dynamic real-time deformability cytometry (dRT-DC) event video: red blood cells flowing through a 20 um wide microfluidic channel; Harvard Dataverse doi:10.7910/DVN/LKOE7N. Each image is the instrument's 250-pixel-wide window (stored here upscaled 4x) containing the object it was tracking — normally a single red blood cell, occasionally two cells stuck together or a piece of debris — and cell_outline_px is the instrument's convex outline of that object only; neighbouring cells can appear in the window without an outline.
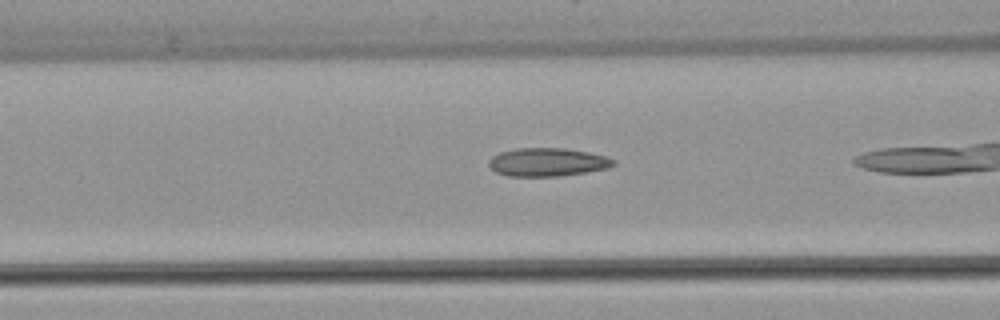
{"species": "common noctule bat (a hibernating species)", "species_latin": "Nyctalus noctula", "temperature_condition": "warm", "stored_images_in_passage": 31, "camera_frame_rate_fps": 3000, "um_per_image_px": 0.085, "animal": {"sex": "female", "body_mass_g": 22.7, "forearm_length_mm": 54.2}, "frame": {"image": 1, "passage_image": 10, "time_ms": 3.0, "image_size_px": [1000, 320], "cell_outline_px": [[616, 164], [608, 168], [560, 176], [508, 176], [496, 172], [488, 164], [488, 160], [492, 156], [500, 152], [516, 148], [564, 148], [588, 152], [608, 156], [616, 160]], "centroid_in_image_um": [46.55, 13.77], "position_along_channel_um": 120.1, "area_um2": 20.63}}
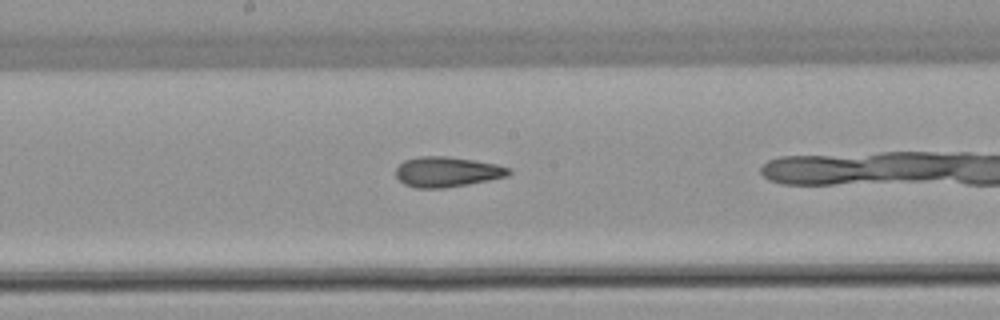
{"frame": {"image": 2, "passage_image": 17, "time_ms": 5.333, "image_size_px": [1000, 320], "cell_outline_px": [[512, 172], [508, 176], [468, 184], [444, 188], [416, 188], [404, 184], [396, 176], [396, 168], [404, 160], [420, 156], [448, 156], [496, 164], [512, 168]], "centroid_in_image_um": [38.01, 14.6], "position_along_channel_um": 210.2, "area_um2": 19.88}}
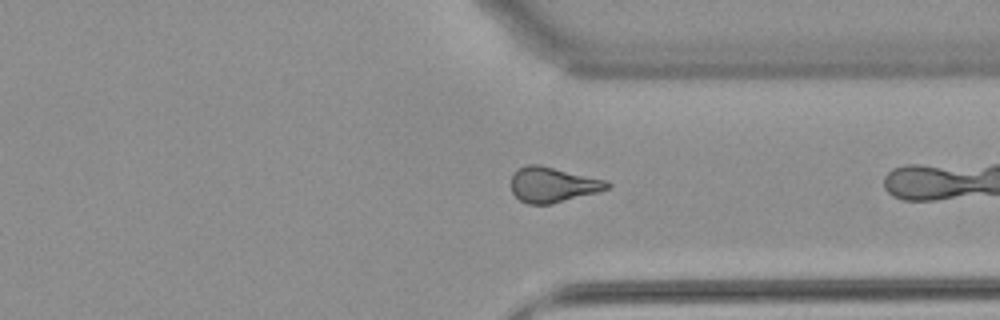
{"frame": {"image": 3, "passage_image": 29, "time_ms": 9.333, "image_size_px": [1000, 320], "cell_outline_px": [[612, 184], [608, 188], [596, 192], [552, 204], [528, 204], [520, 200], [512, 192], [512, 176], [516, 168], [528, 164], [540, 164], [608, 180]], "centroid_in_image_um": [46.99, 15.68], "position_along_channel_um": 364.4, "area_um2": 19.83}}